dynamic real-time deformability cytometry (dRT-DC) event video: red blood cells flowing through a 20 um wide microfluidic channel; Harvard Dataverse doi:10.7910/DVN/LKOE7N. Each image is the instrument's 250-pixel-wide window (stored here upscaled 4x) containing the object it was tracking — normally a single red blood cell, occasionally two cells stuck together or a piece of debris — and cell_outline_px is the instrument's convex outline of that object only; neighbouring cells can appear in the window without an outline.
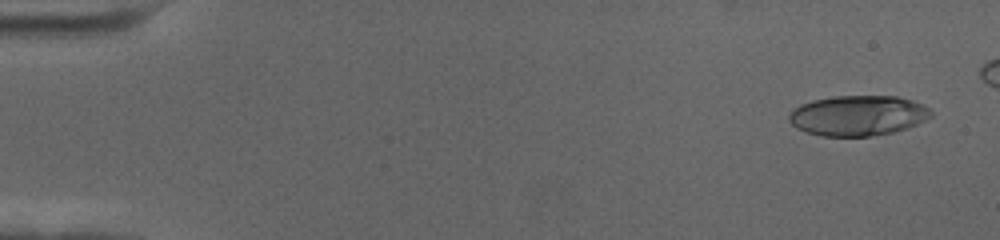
{"species": "human", "species_latin": "Homo sapiens", "temperature_condition": "cold", "stored_images_in_passage": 55, "camera_frame_rate_fps": 3000, "um_per_image_px": 0.085, "donor": {"sex": "female"}, "frame": {"image": 1, "passage_image": 3, "time_ms": 0.667, "image_size_px": [1000, 240], "cell_outline_px": [[932, 116], [908, 128], [892, 132], [868, 136], [820, 136], [804, 132], [796, 128], [788, 120], [788, 116], [800, 104], [812, 100], [832, 96], [896, 96], [912, 100], [924, 104], [932, 112]], "centroid_in_image_um": [72.91, 9.82], "position_along_channel_um": 12.1, "area_um2": 33.41}}
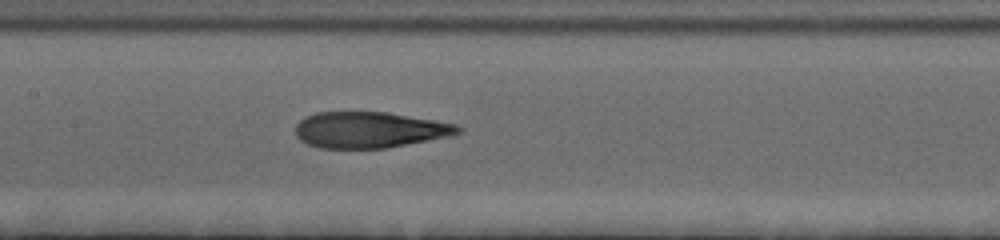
{"frame": {"image": 2, "passage_image": 29, "time_ms": 9.333, "image_size_px": [1000, 240], "cell_outline_px": [[464, 132], [456, 136], [388, 148], [316, 148], [300, 140], [296, 136], [296, 124], [300, 120], [316, 112], [388, 112], [456, 124], [464, 128]], "centroid_in_image_um": [31.5, 11.05], "position_along_channel_um": 175.9, "area_um2": 34.68}}
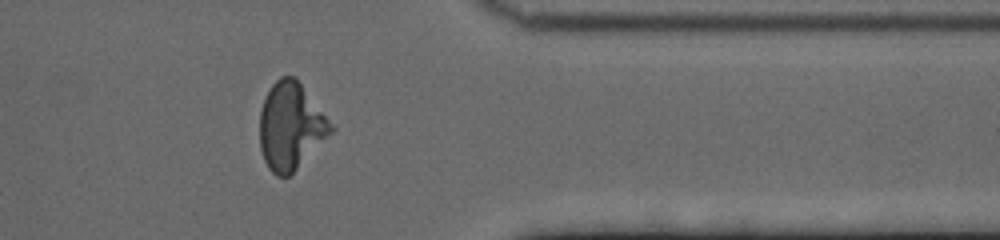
{"frame": {"image": 3, "passage_image": 48, "time_ms": 15.667, "image_size_px": [1000, 240], "cell_outline_px": [[336, 128], [288, 176], [276, 176], [268, 168], [264, 160], [260, 148], [260, 112], [264, 100], [272, 84], [280, 76], [296, 76]], "centroid_in_image_um": [24.71, 10.69], "position_along_channel_um": 386.7, "area_um2": 35.84}}